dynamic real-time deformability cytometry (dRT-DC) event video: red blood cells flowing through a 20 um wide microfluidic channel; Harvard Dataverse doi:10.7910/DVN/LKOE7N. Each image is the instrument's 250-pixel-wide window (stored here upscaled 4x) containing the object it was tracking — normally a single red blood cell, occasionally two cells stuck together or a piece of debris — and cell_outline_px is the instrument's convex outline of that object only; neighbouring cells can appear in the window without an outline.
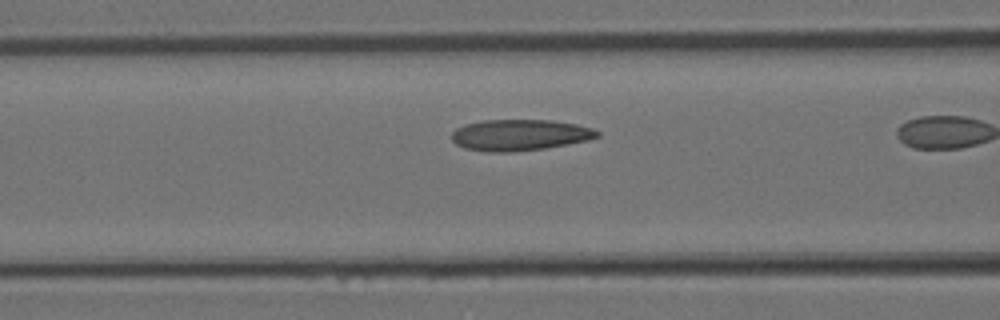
{"species": "Egyptian fruit bat (a non-hibernating species)", "species_latin": "Rousettus aegyptiacus", "temperature_condition": "room temperature", "stored_images_in_passage": 12, "camera_frame_rate_fps": 3000, "um_per_image_px": 0.085, "animal": {"sex": "female"}, "frame": {"image": 1, "passage_image": 10, "time_ms": 3.0, "image_size_px": [1000, 320], "cell_outline_px": [[600, 136], [588, 140], [568, 144], [544, 148], [512, 152], [488, 152], [464, 148], [456, 144], [452, 140], [452, 132], [456, 128], [464, 124], [480, 120], [552, 120], [576, 124], [592, 128], [600, 132]], "centroid_in_image_um": [44.16, 11.47], "position_along_channel_um": 122.4, "area_um2": 26.59}}